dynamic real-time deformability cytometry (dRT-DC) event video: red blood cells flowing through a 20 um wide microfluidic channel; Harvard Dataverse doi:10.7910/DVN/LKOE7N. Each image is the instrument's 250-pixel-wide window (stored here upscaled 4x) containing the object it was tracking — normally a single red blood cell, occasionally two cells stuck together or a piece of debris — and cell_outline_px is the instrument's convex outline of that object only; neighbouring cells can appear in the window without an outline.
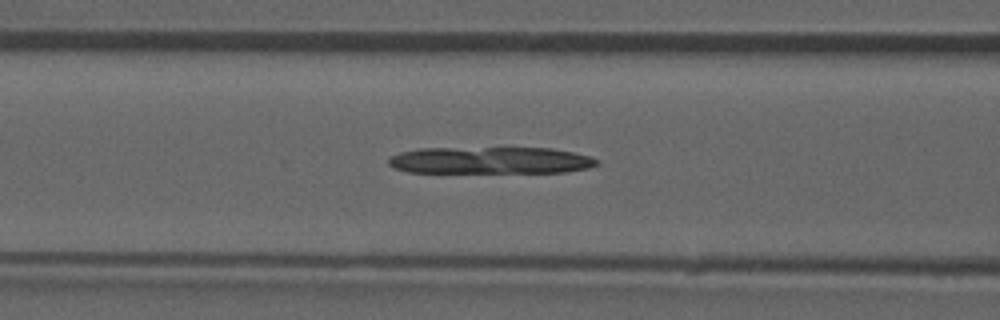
{"species": "common noctule bat (a hibernating species)", "species_latin": "Nyctalus noctula", "temperature_condition": "room temperature", "stored_images_in_passage": 52, "camera_frame_rate_fps": 3000, "um_per_image_px": 0.085, "animal": {"sex": "male", "forearm_length_mm": 52.5}, "frame": {"image": 1, "passage_image": 21, "time_ms": 6.667, "image_size_px": [1000, 320], "cell_outline_px": [[596, 164], [588, 168], [564, 172], [408, 172], [392, 168], [388, 164], [388, 156], [400, 152], [420, 148], [552, 148], [572, 152], [588, 156], [596, 160]], "centroid_in_image_um": [41.58, 13.63], "position_along_channel_um": 125.0, "area_um2": 32.6}}
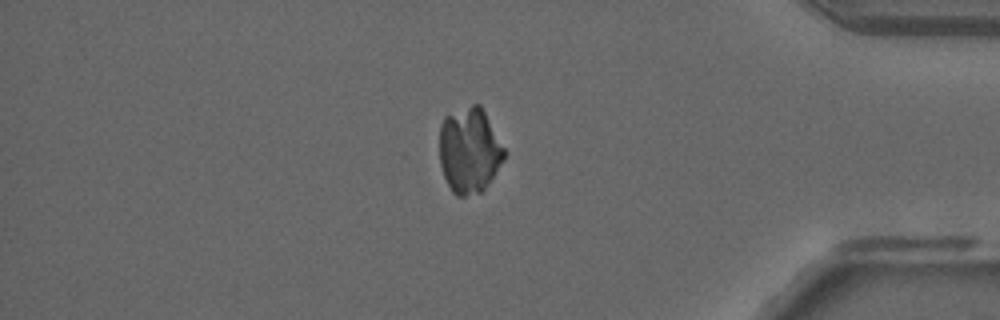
{"frame": {"image": 2, "passage_image": 44, "time_ms": 14.333, "image_size_px": [1000, 320], "cell_outline_px": [[508, 152], [504, 160], [488, 184], [480, 192], [464, 196], [456, 196], [452, 192], [444, 176], [440, 164], [440, 124], [444, 116], [472, 104], [480, 104]], "centroid_in_image_um": [39.92, 12.77], "position_along_channel_um": 395.3, "area_um2": 32.54}}